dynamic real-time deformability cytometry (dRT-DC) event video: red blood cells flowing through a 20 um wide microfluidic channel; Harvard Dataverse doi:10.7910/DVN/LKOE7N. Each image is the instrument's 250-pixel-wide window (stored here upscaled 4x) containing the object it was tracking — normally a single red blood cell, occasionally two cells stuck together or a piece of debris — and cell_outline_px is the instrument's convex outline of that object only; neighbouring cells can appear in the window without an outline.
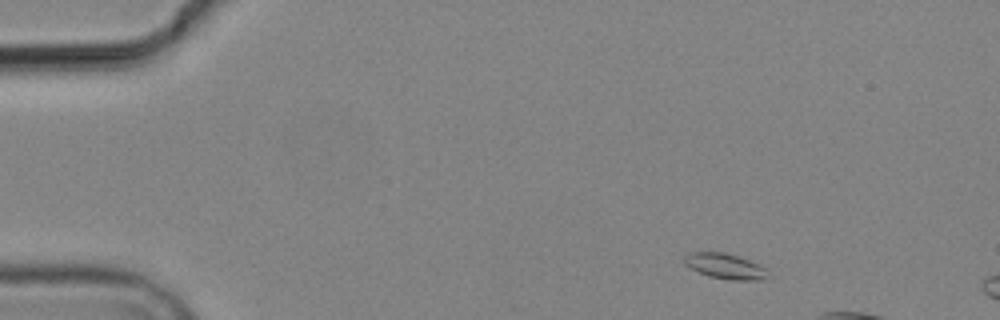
{"species": "common noctule bat (a hibernating species)", "species_latin": "Nyctalus noctula", "temperature_condition": "cold", "stored_images_in_passage": 3, "camera_frame_rate_fps": 3000, "um_per_image_px": 0.085, "animal": {"sex": "male", "body_mass_g": 19.2, "forearm_length_mm": 51.8}, "frame": {"image": 1, "passage_image": 1, "time_ms": 0.0, "image_size_px": [1000, 320], "cell_outline_px": [[768, 268], [764, 280], [728, 280], [708, 276], [684, 264], [684, 256], [692, 252], [724, 252], [740, 256], [760, 264]], "centroid_in_image_um": [61.67, 22.62], "position_along_channel_um": 23.3, "area_um2": 12.48}}